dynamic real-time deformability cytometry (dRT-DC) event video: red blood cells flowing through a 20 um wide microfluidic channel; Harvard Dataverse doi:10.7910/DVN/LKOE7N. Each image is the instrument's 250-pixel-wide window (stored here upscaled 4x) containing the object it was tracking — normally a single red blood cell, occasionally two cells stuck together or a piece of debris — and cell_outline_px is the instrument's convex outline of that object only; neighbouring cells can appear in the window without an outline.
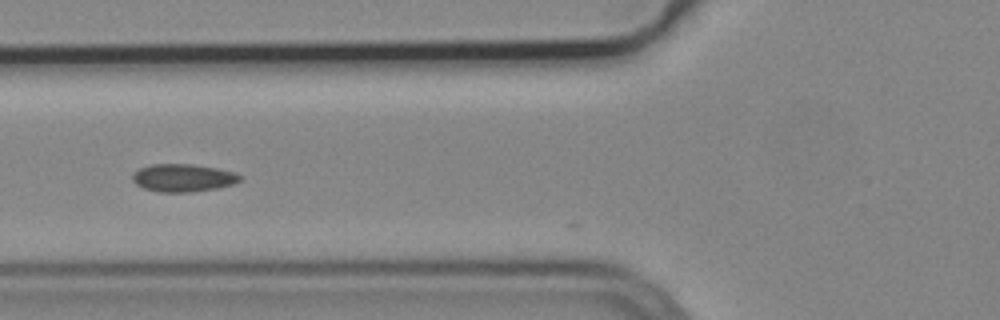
{"species": "common noctule bat (a hibernating species)", "species_latin": "Nyctalus noctula", "temperature_condition": "cold", "stored_images_in_passage": 4, "camera_frame_rate_fps": 3000, "um_per_image_px": 0.085, "animal": {"sex": "male", "body_mass_g": 19.2, "forearm_length_mm": 51.8}, "frame": {"image": 1, "passage_image": 3, "time_ms": 0.667, "image_size_px": [1000, 320], "cell_outline_px": [[240, 180], [236, 184], [216, 188], [188, 192], [160, 192], [144, 188], [136, 184], [132, 180], [132, 172], [140, 168], [152, 164], [192, 164], [216, 168], [236, 172], [240, 176]], "centroid_in_image_um": [15.55, 15.11], "position_along_channel_um": 110.2, "area_um2": 17.4}}